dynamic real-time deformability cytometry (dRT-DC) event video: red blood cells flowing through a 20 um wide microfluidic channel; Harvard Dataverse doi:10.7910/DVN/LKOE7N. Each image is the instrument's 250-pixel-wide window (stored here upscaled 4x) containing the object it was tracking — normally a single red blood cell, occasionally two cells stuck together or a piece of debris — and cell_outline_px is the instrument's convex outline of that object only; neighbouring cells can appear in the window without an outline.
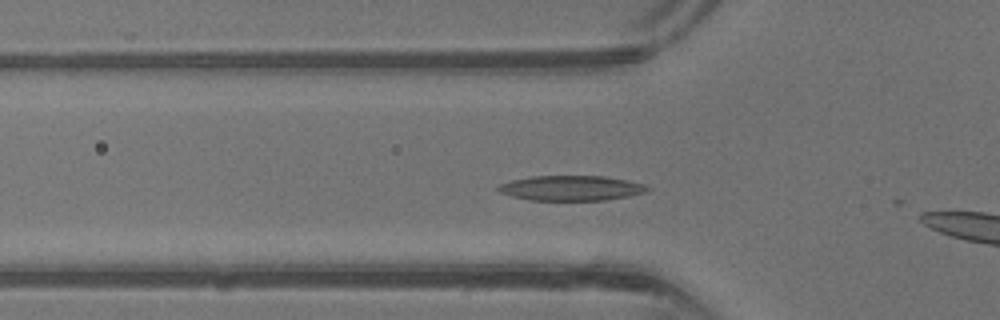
{"species": "common noctule bat (a hibernating species)", "species_latin": "Nyctalus noctula", "temperature_condition": "warm", "stored_images_in_passage": 7, "camera_frame_rate_fps": 3000, "um_per_image_px": 0.085, "animal": {"sex": "male", "body_mass_g": 13.3}, "frame": {"image": 1, "passage_image": 6, "time_ms": 1.667, "image_size_px": [1000, 320], "cell_outline_px": [[652, 188], [648, 192], [628, 196], [604, 200], [528, 200], [512, 196], [500, 192], [496, 188], [500, 184], [512, 180], [532, 176], [604, 176], [628, 180], [644, 184]], "centroid_in_image_um": [48.59, 15.98], "position_along_channel_um": 77.2, "area_um2": 21.79}}